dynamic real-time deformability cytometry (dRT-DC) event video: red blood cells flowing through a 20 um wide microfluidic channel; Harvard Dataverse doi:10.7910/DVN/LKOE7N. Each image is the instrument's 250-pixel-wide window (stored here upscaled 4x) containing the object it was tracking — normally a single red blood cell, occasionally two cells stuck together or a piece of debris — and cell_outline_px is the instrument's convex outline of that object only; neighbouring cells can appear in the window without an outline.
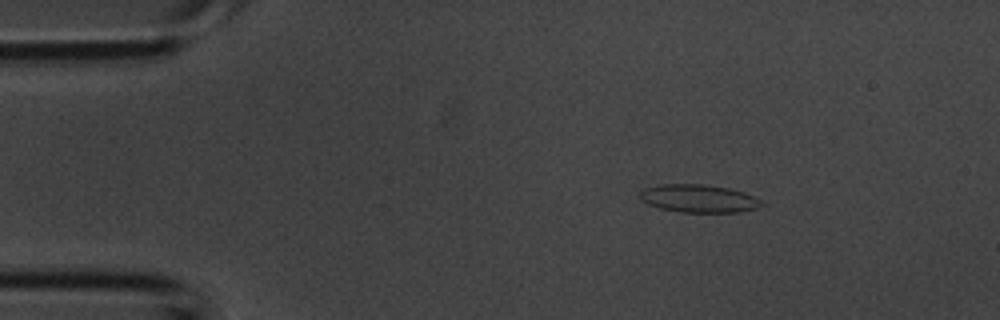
{"species": "common noctule bat (a hibernating species)", "species_latin": "Nyctalus noctula", "temperature_condition": "room temperature", "stored_images_in_passage": 2, "camera_frame_rate_fps": 3000, "um_per_image_px": 0.085, "animal": {"sex": "male", "body_mass_g": 20.1, "forearm_length_mm": 53.5}, "frame": {"image": 1, "passage_image": 1, "time_ms": 0.0, "image_size_px": [1000, 320], "cell_outline_px": [[764, 204], [756, 208], [740, 212], [680, 212], [660, 208], [648, 204], [640, 200], [640, 192], [644, 188], [660, 184], [704, 184], [728, 188], [744, 192], [760, 200]], "centroid_in_image_um": [59.36, 16.87], "position_along_channel_um": 25.6, "area_um2": 19.77}}